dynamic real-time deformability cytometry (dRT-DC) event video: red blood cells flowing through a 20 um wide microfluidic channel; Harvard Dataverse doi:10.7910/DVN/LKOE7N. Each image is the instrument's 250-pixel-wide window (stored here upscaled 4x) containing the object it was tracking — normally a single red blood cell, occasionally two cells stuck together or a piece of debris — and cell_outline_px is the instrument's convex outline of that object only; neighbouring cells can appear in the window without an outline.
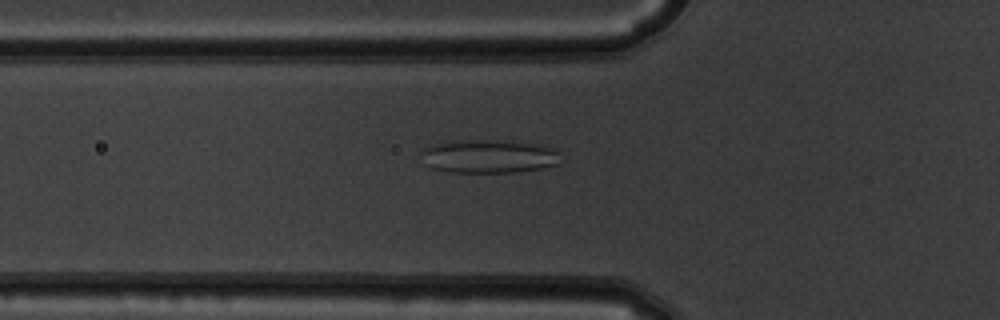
{"species": "common noctule bat (a hibernating species)", "species_latin": "Nyctalus noctula", "temperature_condition": "warm", "stored_images_in_passage": 53, "camera_frame_rate_fps": 3000, "um_per_image_px": 0.085, "animal": {"sex": "male", "body_mass_g": 19.5, "forearm_length_mm": 54.6}, "frame": {"image": 1, "passage_image": 19, "time_ms": 6.0, "image_size_px": [1000, 320], "cell_outline_px": [[560, 164], [540, 168], [512, 172], [452, 172], [432, 168], [424, 164], [420, 152], [428, 144], [448, 140], [524, 140], [540, 144], [552, 148], [560, 152]], "centroid_in_image_um": [41.54, 13.25], "position_along_channel_um": 84.3, "area_um2": 27.98}}
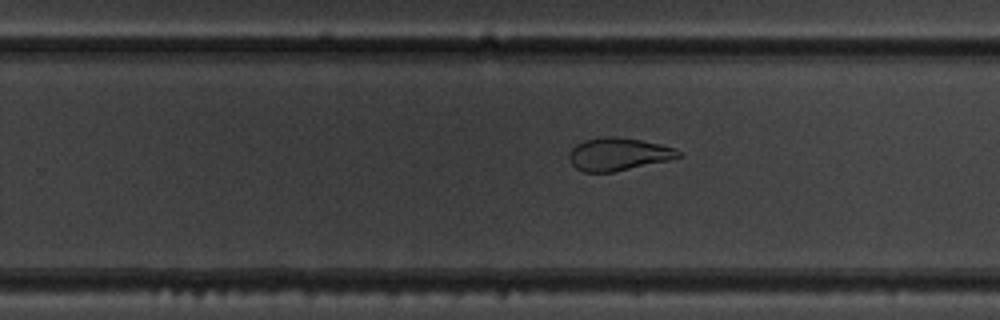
{"frame": {"image": 2, "passage_image": 34, "time_ms": 11.0, "image_size_px": [1000, 320], "cell_outline_px": [[680, 156], [668, 160], [612, 172], [584, 172], [576, 168], [568, 160], [568, 156], [572, 148], [576, 144], [584, 140], [600, 136], [612, 136], [640, 140], [660, 144], [676, 148], [680, 152]], "centroid_in_image_um": [52.51, 13.09], "position_along_channel_um": 277.3, "area_um2": 20.75}}
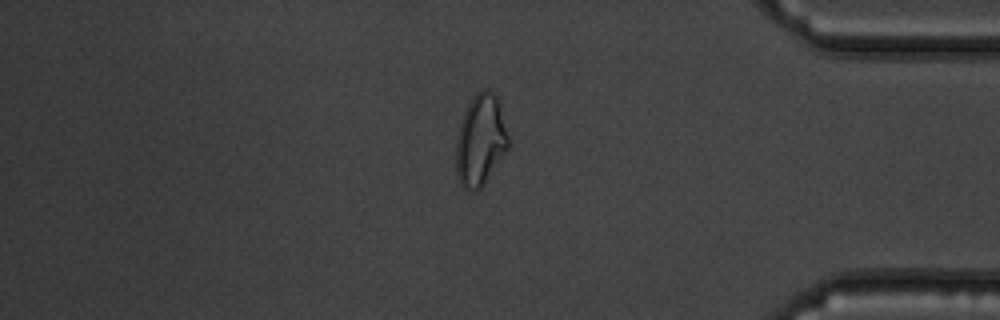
{"frame": {"image": 3, "passage_image": 45, "time_ms": 14.667, "image_size_px": [1000, 320], "cell_outline_px": [[508, 148], [484, 184], [476, 192], [472, 192], [464, 188], [460, 184], [456, 172], [456, 140], [460, 124], [464, 112], [468, 104], [476, 92], [484, 88], [488, 88], [496, 96], [500, 104], [508, 136]], "centroid_in_image_um": [40.83, 11.92], "position_along_channel_um": 394.4, "area_um2": 27.8}, "authors_computed_cell_mechanics": {"area_um2": 27.9752, "velocity_mm_per_s": 3.8542, "shape_relaxation_time_tau1_ms": null, "shape_relaxation_time_tau2_ms": 1.623, "deformation_change_tau1": null, "deformation_change_tau2": 0.0901}}